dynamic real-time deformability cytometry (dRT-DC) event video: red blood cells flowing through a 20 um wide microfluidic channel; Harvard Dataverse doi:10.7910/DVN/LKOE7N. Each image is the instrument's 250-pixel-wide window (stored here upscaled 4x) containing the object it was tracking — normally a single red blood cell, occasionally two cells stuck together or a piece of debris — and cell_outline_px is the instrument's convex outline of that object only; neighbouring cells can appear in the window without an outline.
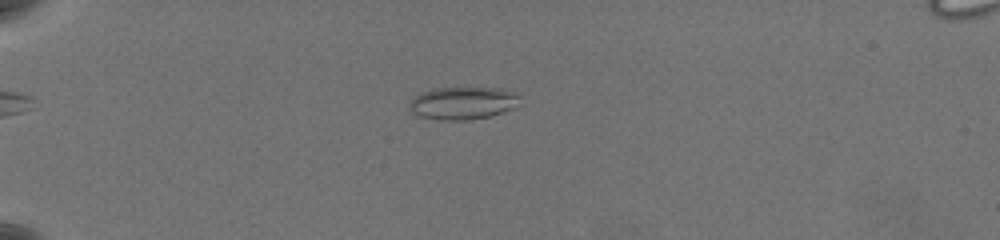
{"species": "common noctule bat (a hibernating species)", "species_latin": "Nyctalus noctula", "temperature_condition": "warm", "stored_images_in_passage": 63, "camera_frame_rate_fps": 3000, "um_per_image_px": 0.085, "animal": {"sex": "female", "body_mass_g": 19.5, "forearm_length_mm": 54.1}, "frame": {"image": 1, "passage_image": 20, "time_ms": 6.333, "image_size_px": [1000, 240], "cell_outline_px": [[516, 108], [488, 116], [468, 120], [444, 120], [420, 116], [408, 104], [416, 96], [432, 88], [496, 88], [512, 92], [516, 96]], "centroid_in_image_um": [39.33, 8.76], "position_along_channel_um": 45.7, "area_um2": 20.29}}
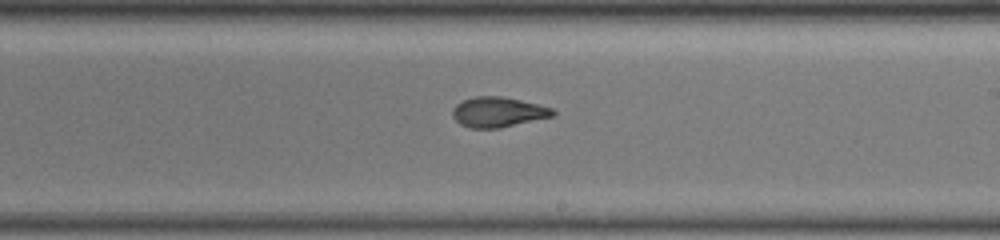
{"frame": {"image": 2, "passage_image": 41, "time_ms": 13.333, "image_size_px": [1000, 240], "cell_outline_px": [[556, 112], [552, 116], [500, 128], [472, 128], [460, 124], [452, 116], [452, 112], [456, 104], [460, 100], [476, 96], [500, 96], [520, 100], [552, 108]], "centroid_in_image_um": [42.29, 9.52], "position_along_channel_um": 246.7, "area_um2": 17.46}}
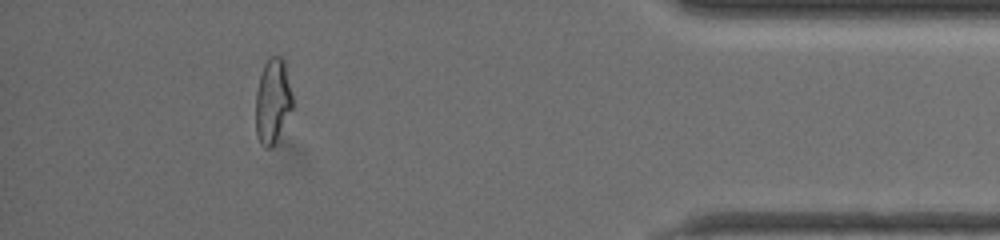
{"frame": {"image": 3, "passage_image": 58, "time_ms": 19.0, "image_size_px": [1000, 240], "cell_outline_px": [[292, 108], [272, 148], [264, 148], [260, 144], [256, 132], [256, 92], [260, 76], [264, 64], [268, 56], [280, 56], [284, 60], [292, 96]], "centroid_in_image_um": [23.16, 8.58], "position_along_channel_um": 412.0, "area_um2": 18.03}, "authors_computed_cell_mechanics": {"area_um2": 18.207, "velocity_mm_per_s": 3.5913, "shape_relaxation_time_tau1_ms": 8.3869, "shape_relaxation_time_tau2_ms": 1.4155, "deformation_change_tau1": 0.2689, "deformation_change_tau2": 0.0794}}